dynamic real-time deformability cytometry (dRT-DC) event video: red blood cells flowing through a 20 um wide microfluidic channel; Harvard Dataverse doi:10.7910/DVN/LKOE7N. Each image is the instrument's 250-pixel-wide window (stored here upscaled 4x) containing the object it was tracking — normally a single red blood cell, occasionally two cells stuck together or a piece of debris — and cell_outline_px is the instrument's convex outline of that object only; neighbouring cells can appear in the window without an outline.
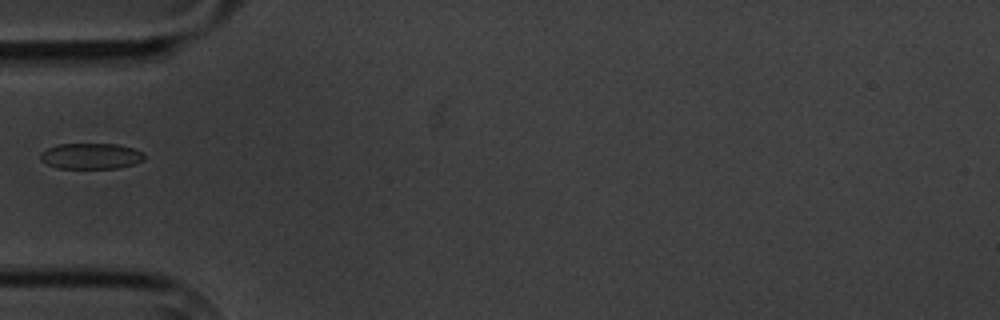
{"species": "common noctule bat (a hibernating species)", "species_latin": "Nyctalus noctula", "temperature_condition": "cold", "stored_images_in_passage": 6, "camera_frame_rate_fps": 3000, "um_per_image_px": 0.085, "animal": {"sex": "male", "body_mass_g": 20.1, "forearm_length_mm": 53.5}, "frame": {"image": 1, "passage_image": 6, "time_ms": 5.667, "image_size_px": [1000, 320], "cell_outline_px": [[144, 160], [132, 164], [116, 168], [56, 168], [40, 160], [40, 152], [56, 144], [116, 144], [132, 148], [144, 152]], "centroid_in_image_um": [7.7, 13.26], "position_along_channel_um": 77.3, "area_um2": 15.61}}